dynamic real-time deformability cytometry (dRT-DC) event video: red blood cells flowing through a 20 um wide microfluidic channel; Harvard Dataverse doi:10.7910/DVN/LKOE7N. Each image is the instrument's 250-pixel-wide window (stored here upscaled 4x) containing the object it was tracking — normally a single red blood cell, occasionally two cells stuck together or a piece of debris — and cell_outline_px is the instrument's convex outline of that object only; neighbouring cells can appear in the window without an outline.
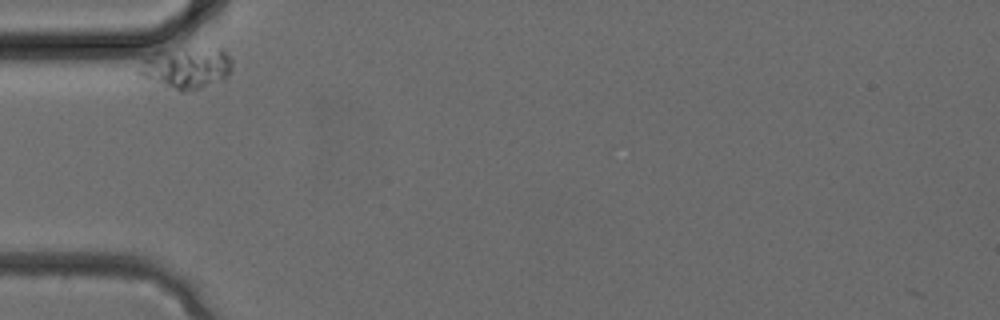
{"species": "common noctule bat (a hibernating species)", "species_latin": "Nyctalus noctula", "temperature_condition": "cold", "stored_images_in_passage": 4, "camera_frame_rate_fps": 3000, "um_per_image_px": 0.085, "animal": {"sex": "female", "body_mass_g": 24.6, "forearm_length_mm": 56.2}, "frame": {"image": 1, "passage_image": 1, "time_ms": 0.0, "image_size_px": [1000, 320], "cell_outline_px": [[232, 68], [228, 76], [220, 80], [192, 92], [180, 92], [140, 76], [136, 72], [136, 68], [144, 60], [156, 52], [220, 48], [224, 48], [232, 60]], "centroid_in_image_um": [15.87, 5.81], "position_along_channel_um": 69.1, "area_um2": 22.2}}